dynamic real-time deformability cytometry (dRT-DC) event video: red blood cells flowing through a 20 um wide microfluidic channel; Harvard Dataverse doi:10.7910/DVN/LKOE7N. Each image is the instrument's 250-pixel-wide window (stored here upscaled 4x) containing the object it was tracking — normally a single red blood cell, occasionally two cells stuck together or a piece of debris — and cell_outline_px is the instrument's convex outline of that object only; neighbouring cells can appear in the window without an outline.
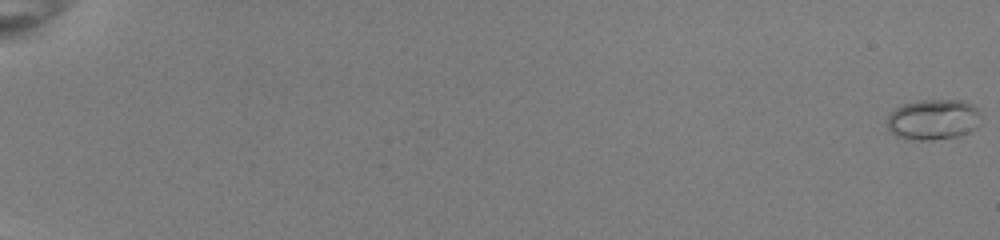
{"species": "common noctule bat (a hibernating species)", "species_latin": "Nyctalus noctula", "temperature_condition": "room temperature", "stored_images_in_passage": 55, "camera_frame_rate_fps": 3000, "um_per_image_px": 0.085, "animal": {"sex": "female", "body_mass_g": 22.0, "forearm_length_mm": 56.7}, "frame": {"image": 1, "passage_image": 1, "time_ms": 0.0, "image_size_px": [1000, 240], "cell_outline_px": [[980, 124], [972, 132], [960, 136], [932, 140], [912, 140], [896, 136], [888, 128], [888, 116], [896, 108], [904, 104], [916, 100], [964, 100], [972, 104], [980, 112]], "centroid_in_image_um": [79.38, 10.16], "position_along_channel_um": 5.6, "area_um2": 22.48}}
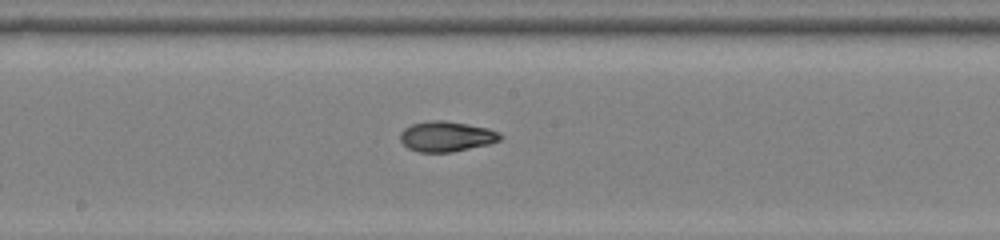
{"frame": {"image": 2, "passage_image": 33, "time_ms": 10.667, "image_size_px": [1000, 240], "cell_outline_px": [[504, 136], [500, 140], [488, 144], [452, 152], [420, 152], [408, 148], [400, 140], [400, 132], [404, 128], [412, 124], [428, 120], [444, 120], [468, 124], [488, 128], [500, 132]], "centroid_in_image_um": [37.95, 11.59], "position_along_channel_um": 210.2, "area_um2": 17.74}}
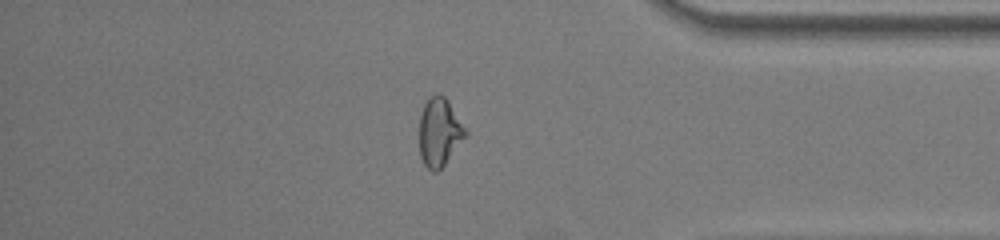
{"frame": {"image": 3, "passage_image": 48, "time_ms": 15.667, "image_size_px": [1000, 240], "cell_outline_px": [[468, 136], [444, 164], [436, 172], [432, 172], [424, 164], [420, 156], [420, 112], [424, 104], [436, 92], [444, 96], [448, 100], [468, 132]], "centroid_in_image_um": [37.37, 11.23], "position_along_channel_um": 397.8, "area_um2": 18.38}, "authors_computed_cell_mechanics": {"area_um2": 18.207, "velocity_mm_per_s": 4.0189, "shape_relaxation_time_tau1_ms": 9.4701, "shape_relaxation_time_tau2_ms": 1.7609, "deformation_change_tau1": 0.2596, "deformation_change_tau2": 0.0691}}